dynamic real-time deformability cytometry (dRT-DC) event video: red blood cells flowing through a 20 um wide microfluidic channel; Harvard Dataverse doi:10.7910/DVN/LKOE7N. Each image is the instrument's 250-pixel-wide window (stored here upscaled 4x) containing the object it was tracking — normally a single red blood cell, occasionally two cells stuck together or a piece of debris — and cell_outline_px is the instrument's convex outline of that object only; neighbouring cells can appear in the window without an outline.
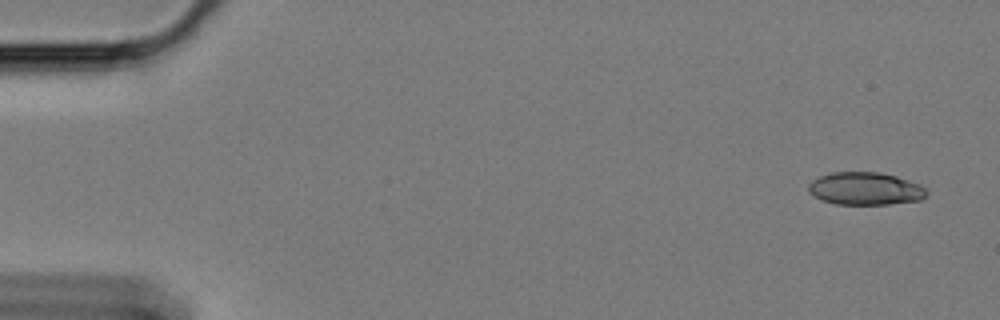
{"species": "Egyptian fruit bat (a non-hibernating species)", "species_latin": "Rousettus aegyptiacus", "temperature_condition": "cold", "stored_images_in_passage": 57, "camera_frame_rate_fps": 3000, "um_per_image_px": 0.085, "animal": {"sex": "female"}, "frame": {"image": 1, "passage_image": 1, "time_ms": 0.0, "image_size_px": [1000, 320], "cell_outline_px": [[928, 192], [920, 200], [888, 204], [836, 204], [824, 200], [808, 192], [808, 184], [812, 180], [820, 176], [832, 172], [880, 172], [896, 176], [920, 184]], "centroid_in_image_um": [73.54, 16.02], "position_along_channel_um": 11.5, "area_um2": 22.37}}
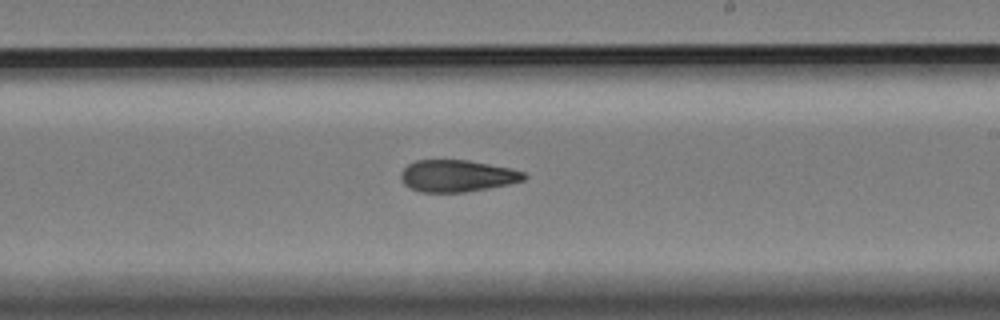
{"frame": {"image": 2, "passage_image": 33, "time_ms": 10.667, "image_size_px": [1000, 320], "cell_outline_px": [[528, 176], [524, 180], [508, 184], [488, 188], [464, 192], [420, 192], [408, 188], [400, 180], [400, 172], [408, 164], [416, 160], [468, 160], [512, 168], [524, 172]], "centroid_in_image_um": [38.83, 14.95], "position_along_channel_um": 250.2, "area_um2": 23.06}}
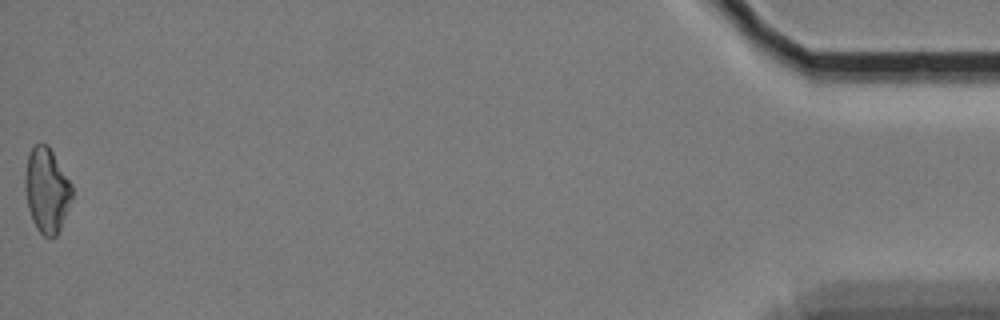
{"frame": {"image": 3, "passage_image": 57, "time_ms": 18.667, "image_size_px": [1000, 320], "cell_outline_px": [[72, 196], [60, 228], [56, 236], [44, 236], [36, 228], [32, 220], [28, 208], [24, 188], [24, 176], [28, 156], [32, 148], [40, 140], [48, 144], [72, 184]], "centroid_in_image_um": [3.95, 16.12], "position_along_channel_um": 431.3, "area_um2": 23.18}, "authors_computed_cell_mechanics": {"area_um2": 23.2934, "velocity_mm_per_s": 3.413, "shape_relaxation_time_tau1_ms": null, "shape_relaxation_time_tau2_ms": 5.0153, "deformation_change_tau1": null, "deformation_change_tau2": 0.1212}}